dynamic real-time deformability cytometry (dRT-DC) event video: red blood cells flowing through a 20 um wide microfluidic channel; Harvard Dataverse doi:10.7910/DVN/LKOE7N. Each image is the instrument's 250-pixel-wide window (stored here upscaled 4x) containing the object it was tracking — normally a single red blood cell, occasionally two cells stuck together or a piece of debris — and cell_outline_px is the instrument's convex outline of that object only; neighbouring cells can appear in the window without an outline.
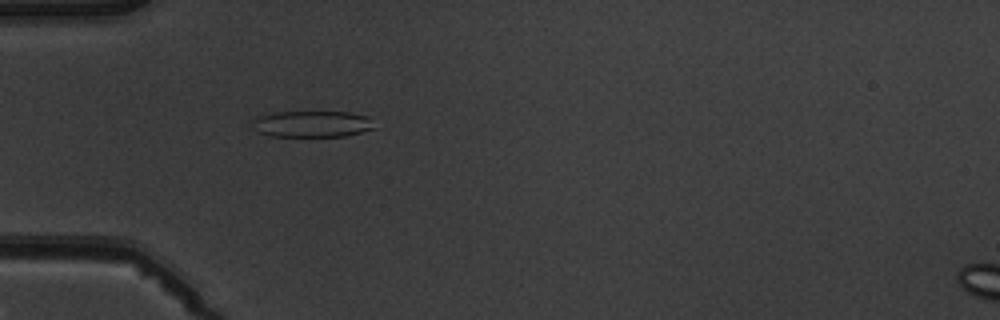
{"species": "common noctule bat (a hibernating species)", "species_latin": "Nyctalus noctula", "temperature_condition": "warm", "stored_images_in_passage": 5, "camera_frame_rate_fps": 3000, "um_per_image_px": 0.085, "animal": {"sex": "male", "body_mass_g": 19.5, "forearm_length_mm": 54.6}, "frame": {"image": 1, "passage_image": 5, "time_ms": 5.0, "image_size_px": [1000, 320], "cell_outline_px": [[376, 128], [344, 136], [272, 136], [256, 132], [252, 128], [252, 120], [256, 116], [276, 112], [348, 112], [368, 116]], "centroid_in_image_um": [26.48, 10.53], "position_along_channel_um": 58.5, "area_um2": 18.84}}